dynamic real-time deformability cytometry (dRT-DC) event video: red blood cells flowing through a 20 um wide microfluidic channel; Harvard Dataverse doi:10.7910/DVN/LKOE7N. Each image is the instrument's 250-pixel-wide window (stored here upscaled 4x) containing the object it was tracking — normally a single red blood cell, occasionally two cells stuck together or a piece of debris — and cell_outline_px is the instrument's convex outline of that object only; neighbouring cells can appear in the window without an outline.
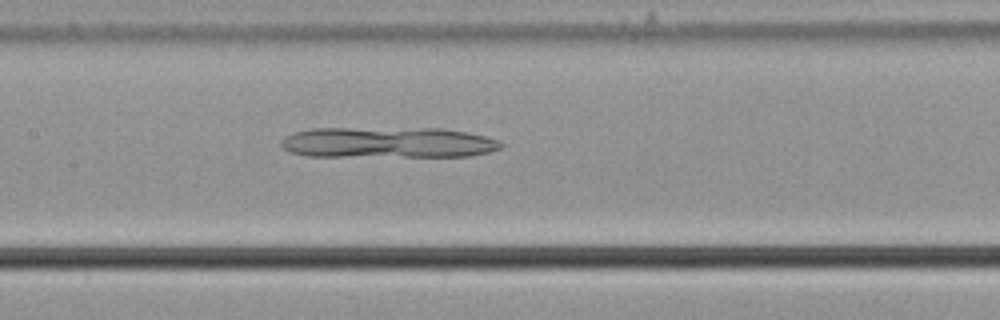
{"species": "common noctule bat (a hibernating species)", "species_latin": "Nyctalus noctula", "temperature_condition": "cold", "stored_images_in_passage": 49, "camera_frame_rate_fps": 3000, "um_per_image_px": 0.085, "animal": {"sex": "male", "body_mass_g": 21.5, "forearm_length_mm": 52.0}, "frame": {"image": 1, "passage_image": 21, "time_ms": 6.667, "image_size_px": [1000, 320], "cell_outline_px": [[504, 144], [500, 148], [488, 152], [468, 156], [308, 156], [288, 152], [280, 144], [280, 140], [284, 136], [296, 132], [312, 128], [444, 128], [484, 136], [500, 140]], "centroid_in_image_um": [32.94, 12.11], "position_along_channel_um": 174.5, "area_um2": 39.71}}
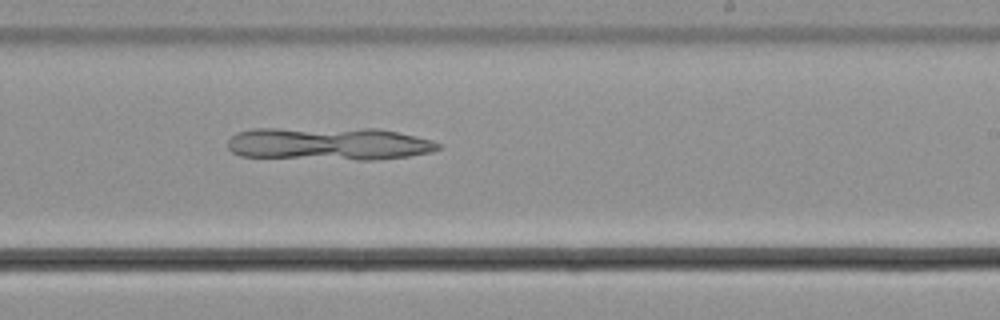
{"frame": {"image": 2, "passage_image": 28, "time_ms": 9.0, "image_size_px": [1000, 320], "cell_outline_px": [[440, 148], [432, 152], [408, 156], [372, 160], [356, 160], [240, 156], [232, 152], [228, 148], [228, 140], [236, 132], [252, 128], [376, 128], [416, 136], [432, 140], [440, 144]], "centroid_in_image_um": [27.92, 12.21], "position_along_channel_um": 261.1, "area_um2": 40.75}}
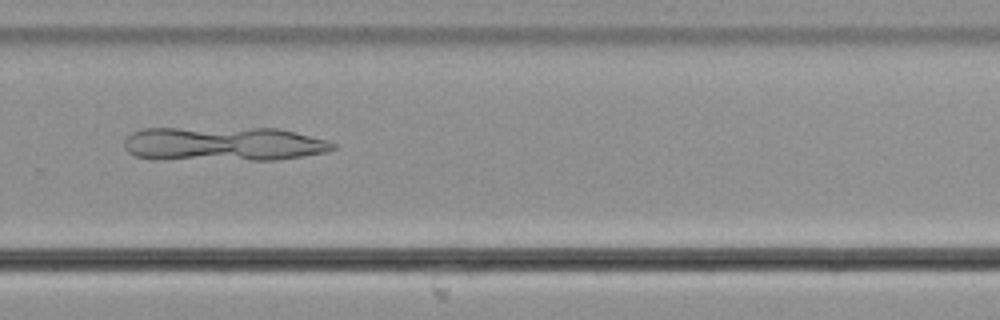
{"frame": {"image": 3, "passage_image": 32, "time_ms": 10.333, "image_size_px": [1000, 320], "cell_outline_px": [[336, 148], [324, 152], [304, 156], [276, 160], [152, 160], [136, 156], [128, 152], [124, 148], [124, 140], [132, 132], [140, 128], [276, 128], [324, 140], [336, 144]], "centroid_in_image_um": [18.89, 12.25], "position_along_channel_um": 310.9, "area_um2": 42.14}}